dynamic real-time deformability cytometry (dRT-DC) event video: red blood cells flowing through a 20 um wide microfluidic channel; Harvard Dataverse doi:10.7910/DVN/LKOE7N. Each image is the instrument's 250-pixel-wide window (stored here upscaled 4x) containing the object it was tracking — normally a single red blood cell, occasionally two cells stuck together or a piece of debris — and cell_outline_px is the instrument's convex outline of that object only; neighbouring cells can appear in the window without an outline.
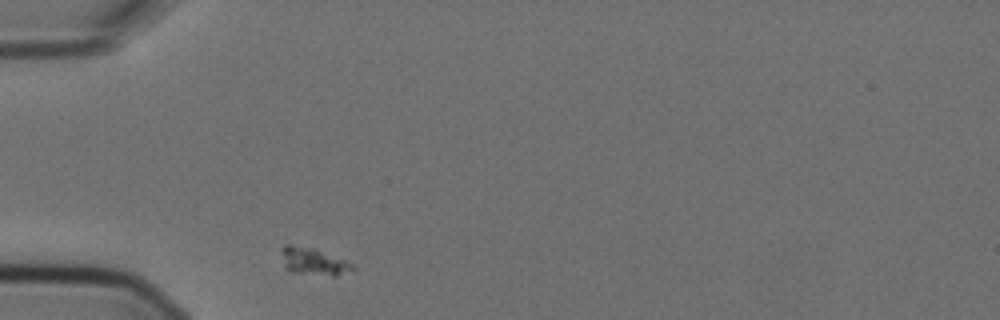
{"species": "Egyptian fruit bat (a non-hibernating species)", "species_latin": "Rousettus aegyptiacus", "temperature_condition": "cold", "stored_images_in_passage": 1, "camera_frame_rate_fps": 3000, "um_per_image_px": 0.085, "animal": {"sex": "female"}, "frame": {"image": 1, "passage_image": 1, "time_ms": 0.0, "image_size_px": [1000, 320], "cell_outline_px": [[356, 268], [336, 276], [332, 276], [288, 272], [284, 268], [280, 252], [280, 248], [284, 244], [292, 244], [312, 248], [344, 260], [352, 264]], "centroid_in_image_um": [26.54, 22.23], "position_along_channel_um": 58.5, "area_um2": 11.39}}